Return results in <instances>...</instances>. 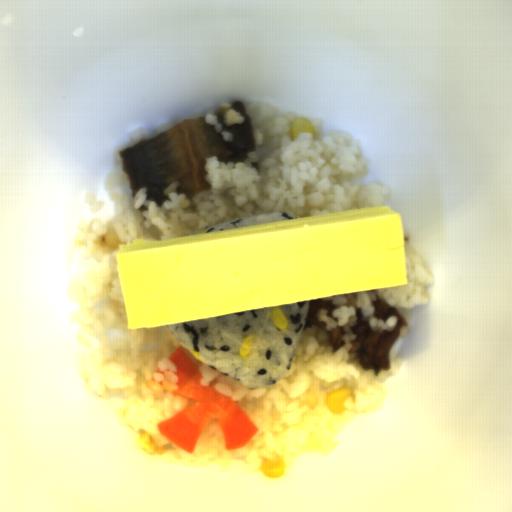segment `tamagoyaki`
Instances as JSON below:
<instances>
[{
	"label": "tamagoyaki",
	"mask_w": 512,
	"mask_h": 512,
	"mask_svg": "<svg viewBox=\"0 0 512 512\" xmlns=\"http://www.w3.org/2000/svg\"><path fill=\"white\" fill-rule=\"evenodd\" d=\"M116 258L132 330L408 284L388 205L139 239Z\"/></svg>",
	"instance_id": "obj_1"
}]
</instances>
